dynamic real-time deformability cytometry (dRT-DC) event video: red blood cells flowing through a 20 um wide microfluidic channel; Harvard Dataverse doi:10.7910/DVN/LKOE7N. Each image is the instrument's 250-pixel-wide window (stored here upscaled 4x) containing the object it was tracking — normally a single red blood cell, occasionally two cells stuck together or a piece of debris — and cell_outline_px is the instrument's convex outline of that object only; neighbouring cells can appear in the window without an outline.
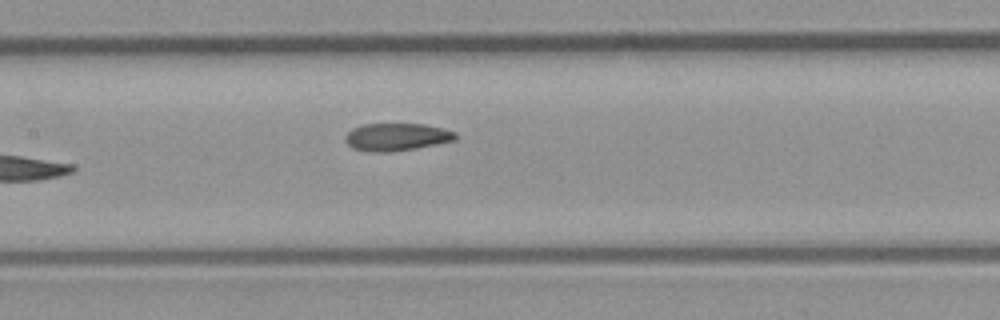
{"species": "common noctule bat (a hibernating species)", "species_latin": "Nyctalus noctula", "temperature_condition": "room temperature", "stored_images_in_passage": 9, "segment_of_instrument_passage": [1, 2], "camera_frame_rate_fps": 3000, "um_per_image_px": 0.085, "animal": {"sex": "male", "body_mass_g": 23.1, "forearm_length_mm": 52.7}, "frame": {"image": 1, "passage_image": 8, "time_ms": 2.333, "image_size_px": [1000, 320], "cell_outline_px": [[456, 140], [416, 148], [388, 152], [368, 152], [352, 148], [344, 140], [344, 136], [352, 128], [364, 124], [424, 124], [444, 128], [456, 132]], "centroid_in_image_um": [33.69, 11.64], "position_along_channel_um": 173.7, "area_um2": 17.8}}